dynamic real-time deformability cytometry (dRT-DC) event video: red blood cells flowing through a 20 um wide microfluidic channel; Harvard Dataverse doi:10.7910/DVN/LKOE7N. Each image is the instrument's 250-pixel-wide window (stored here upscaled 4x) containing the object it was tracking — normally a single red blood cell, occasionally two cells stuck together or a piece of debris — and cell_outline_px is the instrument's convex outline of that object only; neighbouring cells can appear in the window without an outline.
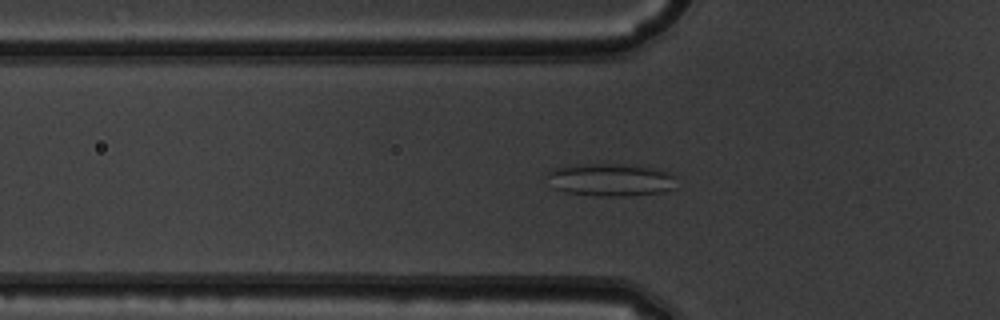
{"species": "common noctule bat (a hibernating species)", "species_latin": "Nyctalus noctula", "temperature_condition": "warm", "stored_images_in_passage": 41, "camera_frame_rate_fps": 3000, "um_per_image_px": 0.085, "animal": {"sex": "male", "body_mass_g": 19.5, "forearm_length_mm": 54.6}, "frame": {"image": 1, "passage_image": 7, "time_ms": 2.0, "image_size_px": [1000, 320], "cell_outline_px": [[680, 176], [676, 188], [664, 192], [632, 196], [596, 196], [564, 192], [556, 188], [544, 172], [552, 168], [572, 164], [624, 164], [660, 168], [672, 172]], "centroid_in_image_um": [52.02, 15.27], "position_along_channel_um": 73.8, "area_um2": 25.61}}
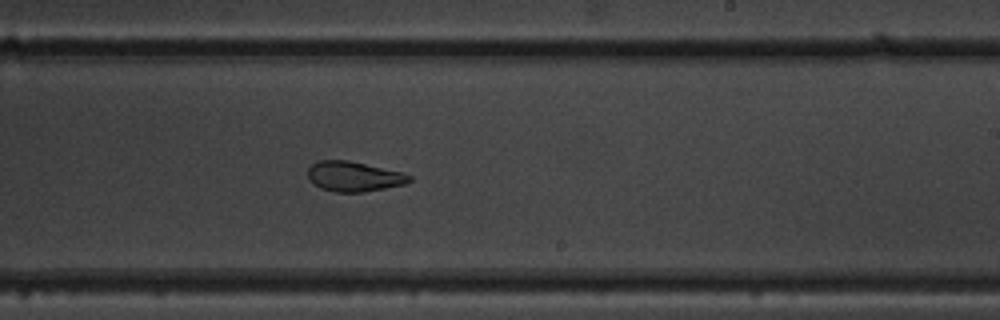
{"frame": {"image": 2, "passage_image": 21, "time_ms": 6.667, "image_size_px": [1000, 320], "cell_outline_px": [[412, 180], [404, 184], [364, 192], [336, 192], [320, 188], [312, 184], [308, 176], [308, 168], [312, 164], [320, 160], [348, 160], [400, 172], [412, 176]], "centroid_in_image_um": [30.04, 15.0], "position_along_channel_um": 259.0, "area_um2": 17.63}}
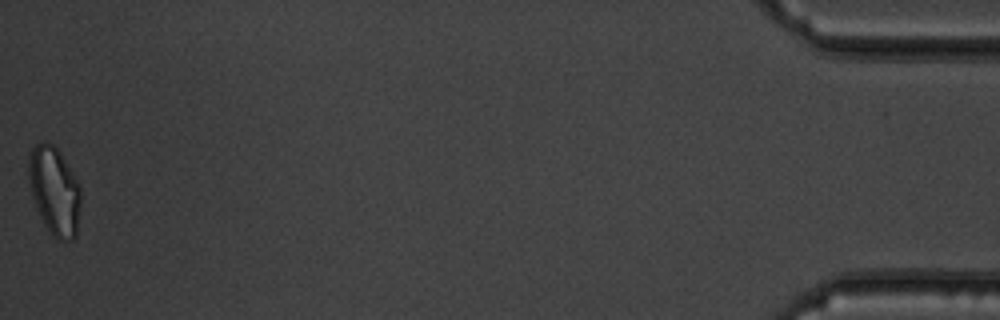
{"frame": {"image": 3, "passage_image": 41, "time_ms": 13.333, "image_size_px": [1000, 320], "cell_outline_px": [[80, 204], [76, 236], [72, 240], [60, 240], [52, 236], [44, 224], [40, 216], [32, 196], [28, 180], [28, 152], [40, 140], [44, 140], [52, 144], [60, 152], [80, 184]], "centroid_in_image_um": [4.61, 16.19], "position_along_channel_um": 430.6, "area_um2": 27.05}, "authors_computed_cell_mechanics": {"area_um2": 20.23, "velocity_mm_per_s": 3.9666, "shape_relaxation_time_tau1_ms": null, "shape_relaxation_time_tau2_ms": 1.7716, "deformation_change_tau1": null, "deformation_change_tau2": 0.0815}}